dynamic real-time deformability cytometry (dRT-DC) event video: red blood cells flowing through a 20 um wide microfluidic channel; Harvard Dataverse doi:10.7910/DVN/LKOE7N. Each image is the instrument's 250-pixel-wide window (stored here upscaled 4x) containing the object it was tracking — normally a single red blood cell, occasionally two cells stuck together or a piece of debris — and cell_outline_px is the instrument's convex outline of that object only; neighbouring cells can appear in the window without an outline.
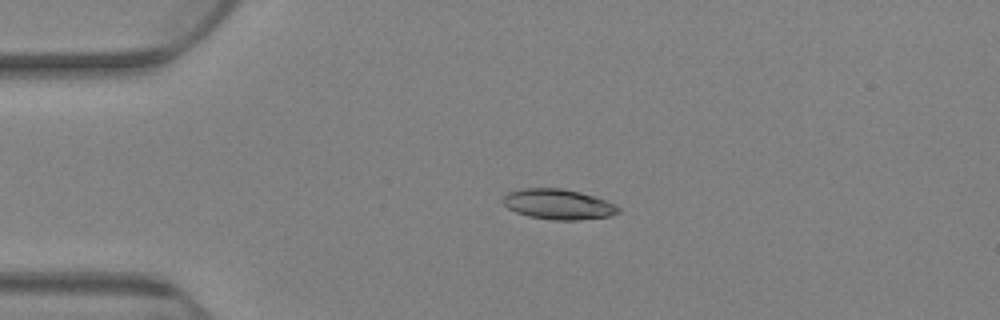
{"species": "Egyptian fruit bat (a non-hibernating species)", "species_latin": "Rousettus aegyptiacus", "temperature_condition": "warm", "stored_images_in_passage": 62, "camera_frame_rate_fps": 3000, "um_per_image_px": 0.085, "animal": {"sex": "female"}, "frame": {"image": 1, "passage_image": 1, "time_ms": 0.0, "image_size_px": [1000, 320], "cell_outline_px": [[620, 212], [612, 216], [576, 220], [552, 220], [528, 216], [516, 212], [508, 208], [500, 200], [508, 192], [524, 188], [560, 188], [580, 192], [596, 196], [616, 204], [620, 208]], "centroid_in_image_um": [47.47, 17.36], "position_along_channel_um": 37.5, "area_um2": 20.58}}
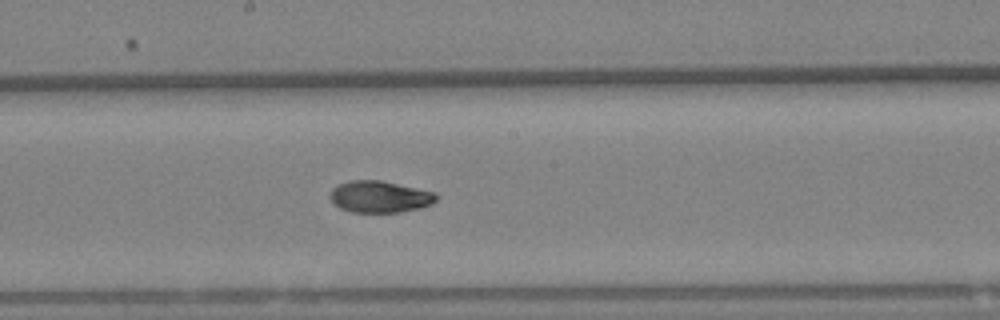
{"frame": {"image": 2, "passage_image": 26, "time_ms": 8.333, "image_size_px": [1000, 320], "cell_outline_px": [[436, 200], [432, 204], [420, 208], [400, 212], [352, 212], [340, 208], [332, 200], [332, 188], [348, 180], [380, 180], [436, 192]], "centroid_in_image_um": [32.31, 16.72], "position_along_channel_um": 215.9, "area_um2": 19.42}}
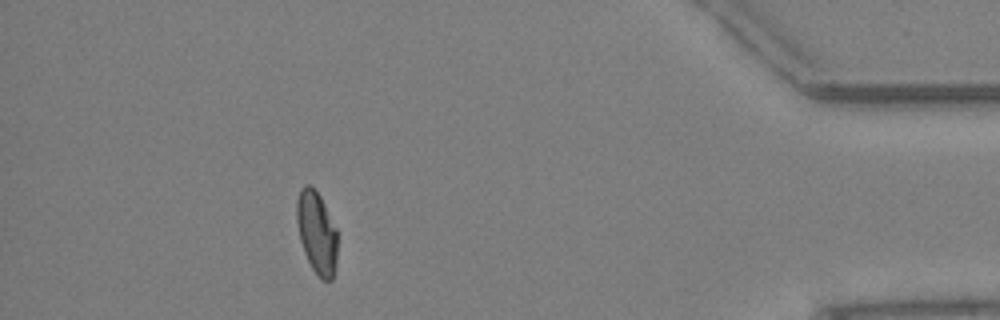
{"frame": {"image": 3, "passage_image": 54, "time_ms": 17.667, "image_size_px": [1000, 320], "cell_outline_px": [[336, 260], [332, 280], [324, 280], [312, 268], [304, 252], [300, 240], [296, 220], [296, 200], [300, 188], [304, 184], [308, 184], [320, 196], [336, 228]], "centroid_in_image_um": [26.89, 19.73], "position_along_channel_um": 408.3, "area_um2": 19.25}, "authors_computed_cell_mechanics": {"area_um2": 19.8254, "velocity_mm_per_s": 2.601, "shape_relaxation_time_tau1_ms": 8.8634, "shape_relaxation_time_tau2_ms": 3.3243, "deformation_change_tau1": 0.1972, "deformation_change_tau2": 0.0543}}